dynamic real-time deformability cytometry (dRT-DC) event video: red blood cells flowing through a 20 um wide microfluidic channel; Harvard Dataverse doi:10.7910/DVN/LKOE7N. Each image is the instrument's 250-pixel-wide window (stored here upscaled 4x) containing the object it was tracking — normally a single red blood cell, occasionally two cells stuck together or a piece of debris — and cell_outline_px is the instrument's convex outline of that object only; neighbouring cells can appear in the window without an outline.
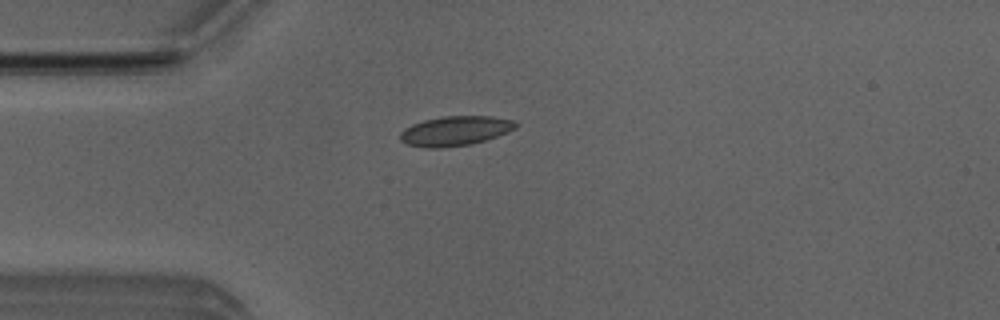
{"species": "Egyptian fruit bat (a non-hibernating species)", "species_latin": "Rousettus aegyptiacus", "temperature_condition": "room temperature", "stored_images_in_passage": 46, "camera_frame_rate_fps": 3000, "um_per_image_px": 0.085, "animal": {"sex": "male"}, "frame": {"image": 1, "passage_image": 7, "time_ms": 2.0, "image_size_px": [1000, 320], "cell_outline_px": [[516, 128], [508, 132], [472, 144], [440, 148], [424, 148], [408, 144], [400, 140], [400, 132], [404, 128], [412, 124], [424, 120], [444, 116], [492, 116], [516, 120]], "centroid_in_image_um": [38.68, 11.12], "position_along_channel_um": 46.3, "area_um2": 20.0}}
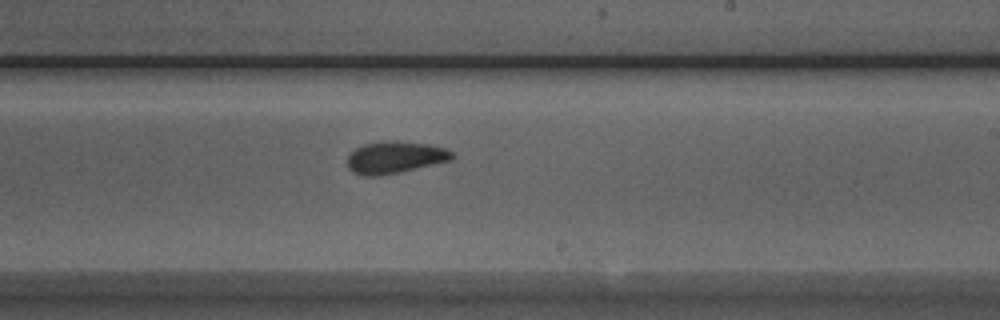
{"frame": {"image": 2, "passage_image": 24, "time_ms": 7.667, "image_size_px": [1000, 320], "cell_outline_px": [[456, 156], [452, 160], [400, 172], [380, 176], [364, 176], [352, 172], [348, 168], [348, 156], [356, 148], [364, 144], [392, 140], [428, 144], [444, 148], [452, 152]], "centroid_in_image_um": [33.58, 13.38], "position_along_channel_um": 255.4, "area_um2": 19.54}}
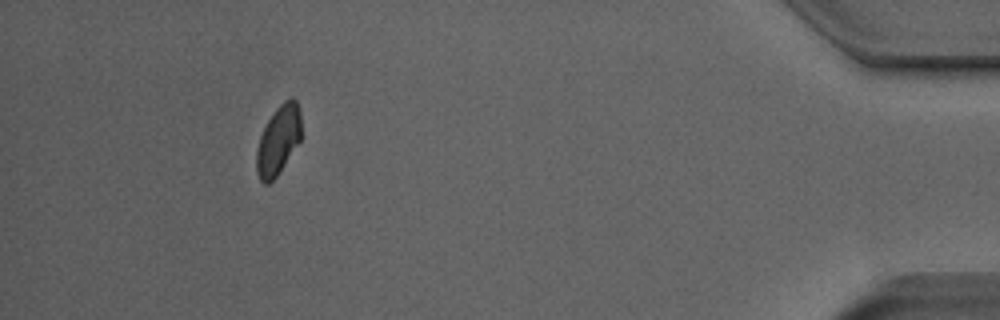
{"frame": {"image": 3, "passage_image": 41, "time_ms": 13.333, "image_size_px": [1000, 320], "cell_outline_px": [[300, 140], [276, 176], [268, 184], [264, 184], [260, 180], [256, 172], [256, 148], [260, 136], [268, 120], [276, 108], [284, 100], [292, 96], [296, 100], [300, 108]], "centroid_in_image_um": [23.64, 11.89], "position_along_channel_um": 411.6, "area_um2": 17.86}, "authors_computed_cell_mechanics": {"area_um2": 19.074, "velocity_mm_per_s": 3.9271, "shape_relaxation_time_tau1_ms": null, "shape_relaxation_time_tau2_ms": 2.899, "deformation_change_tau1": null, "deformation_change_tau2": 0.0548}}